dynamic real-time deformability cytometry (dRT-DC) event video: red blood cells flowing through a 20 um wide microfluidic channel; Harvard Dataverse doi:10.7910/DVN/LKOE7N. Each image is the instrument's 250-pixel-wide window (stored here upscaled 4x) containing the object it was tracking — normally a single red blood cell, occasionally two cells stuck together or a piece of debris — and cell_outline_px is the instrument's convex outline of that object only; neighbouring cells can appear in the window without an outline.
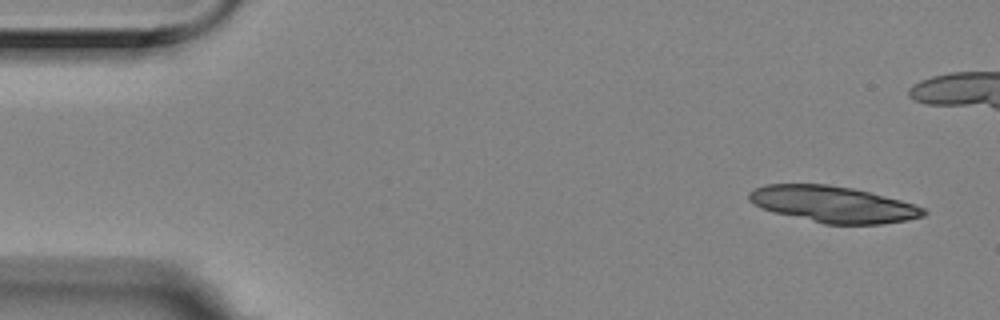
{"species": "Egyptian fruit bat (a non-hibernating species)", "species_latin": "Rousettus aegyptiacus", "temperature_condition": "room temperature", "stored_images_in_passage": 10, "camera_frame_rate_fps": 3000, "um_per_image_px": 0.085, "animal": {"sex": "female"}, "frame": {"image": 1, "passage_image": 1, "time_ms": 0.0, "image_size_px": [1000, 320], "cell_outline_px": [[928, 212], [924, 216], [908, 220], [880, 224], [824, 224], [772, 212], [760, 208], [752, 204], [748, 200], [748, 192], [764, 184], [828, 184], [852, 188], [900, 200], [924, 208]], "centroid_in_image_um": [70.76, 17.37], "position_along_channel_um": 14.2, "area_um2": 36.99}}
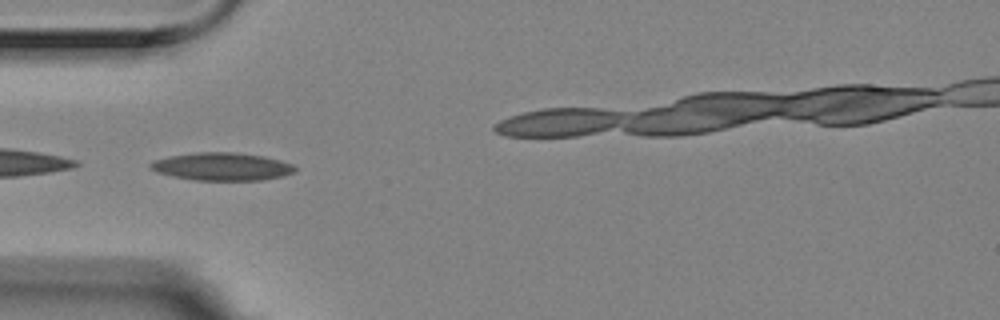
{"frame": {"image": 2, "passage_image": 5, "time_ms": 1.333, "image_size_px": [1000, 320], "cell_outline_px": [[296, 172], [284, 176], [260, 180], [196, 180], [172, 176], [156, 172], [148, 164], [152, 160], [172, 156], [196, 152], [236, 152], [264, 156], [280, 160], [292, 164], [296, 168]], "centroid_in_image_um": [18.89, 14.15], "position_along_channel_um": 66.1, "area_um2": 23.47}}